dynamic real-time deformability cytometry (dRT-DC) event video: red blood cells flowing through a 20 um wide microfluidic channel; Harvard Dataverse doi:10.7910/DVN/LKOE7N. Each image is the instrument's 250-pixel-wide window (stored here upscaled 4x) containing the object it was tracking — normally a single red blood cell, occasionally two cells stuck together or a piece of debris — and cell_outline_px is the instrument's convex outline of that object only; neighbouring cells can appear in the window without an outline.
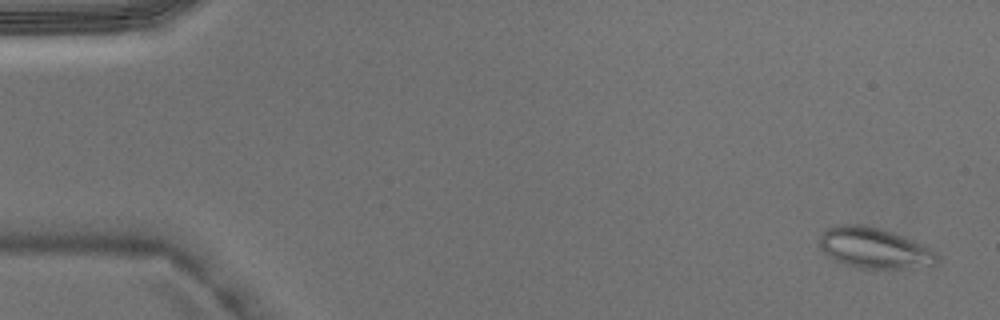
{"species": "Egyptian fruit bat (a non-hibernating species)", "species_latin": "Rousettus aegyptiacus", "temperature_condition": "warm", "stored_images_in_passage": 5, "camera_frame_rate_fps": 3000, "um_per_image_px": 0.085, "animal": {"sex": "male"}, "frame": {"image": 1, "passage_image": 1, "time_ms": 0.0, "image_size_px": [1000, 320], "cell_outline_px": [[940, 260], [936, 264], [904, 268], [856, 268], [844, 264], [828, 256], [820, 248], [820, 236], [832, 224], [864, 224], [880, 228], [892, 232], [924, 244], [940, 256]], "centroid_in_image_um": [74.31, 21.07], "position_along_channel_um": 10.7, "area_um2": 27.98}}